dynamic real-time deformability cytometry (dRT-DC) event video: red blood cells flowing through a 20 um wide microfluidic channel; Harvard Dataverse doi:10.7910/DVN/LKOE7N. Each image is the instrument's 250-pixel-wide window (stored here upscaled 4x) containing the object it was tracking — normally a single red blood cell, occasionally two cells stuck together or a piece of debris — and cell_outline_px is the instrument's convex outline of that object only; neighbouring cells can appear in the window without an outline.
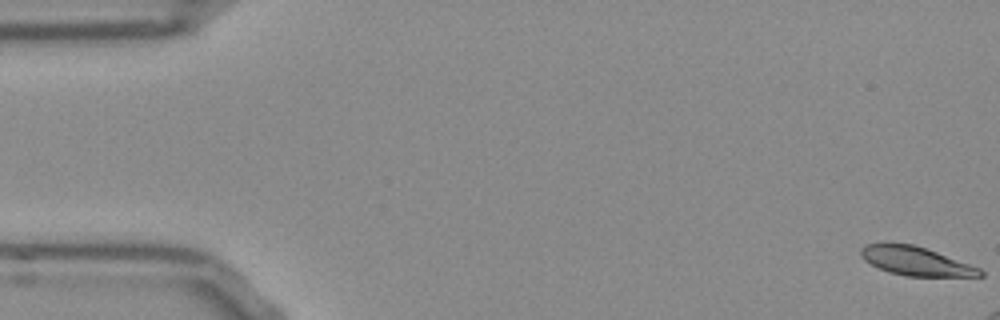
{"species": "Egyptian fruit bat (a non-hibernating species)", "species_latin": "Rousettus aegyptiacus", "temperature_condition": "room temperature", "stored_images_in_passage": 10, "camera_frame_rate_fps": 3000, "um_per_image_px": 0.085, "frame": {"image": 1, "passage_image": 1, "time_ms": 0.0, "image_size_px": [1000, 320], "cell_outline_px": [[984, 276], [908, 276], [888, 272], [864, 260], [860, 256], [860, 248], [868, 244], [888, 240], [912, 244], [936, 252], [980, 268], [984, 272]], "centroid_in_image_um": [77.77, 22.16], "position_along_channel_um": 7.2, "area_um2": 20.11}}